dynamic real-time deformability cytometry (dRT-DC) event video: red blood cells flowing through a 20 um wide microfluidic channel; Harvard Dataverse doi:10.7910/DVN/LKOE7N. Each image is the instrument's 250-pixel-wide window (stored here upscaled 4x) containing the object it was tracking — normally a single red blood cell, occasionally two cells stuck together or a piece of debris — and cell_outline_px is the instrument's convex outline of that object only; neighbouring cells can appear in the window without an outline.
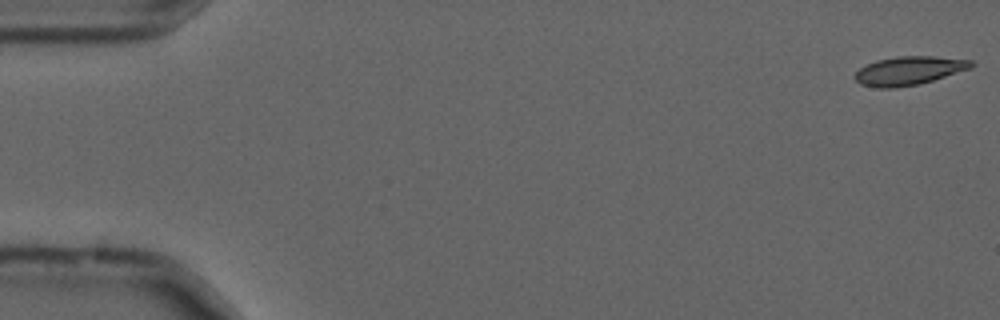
{"species": "common noctule bat (a hibernating species)", "species_latin": "Nyctalus noctula", "temperature_condition": "cold", "stored_images_in_passage": 55, "camera_frame_rate_fps": 3000, "um_per_image_px": 0.085, "animal": {"sex": "male", "forearm_length_mm": 52.5}, "frame": {"image": 1, "passage_image": 1, "time_ms": 0.0, "image_size_px": [1000, 320], "cell_outline_px": [[976, 64], [972, 68], [920, 84], [896, 88], [880, 88], [860, 84], [852, 76], [860, 68], [876, 60], [900, 56], [932, 56], [972, 60]], "centroid_in_image_um": [77.27, 6.01], "position_along_channel_um": 7.7, "area_um2": 19.48}}
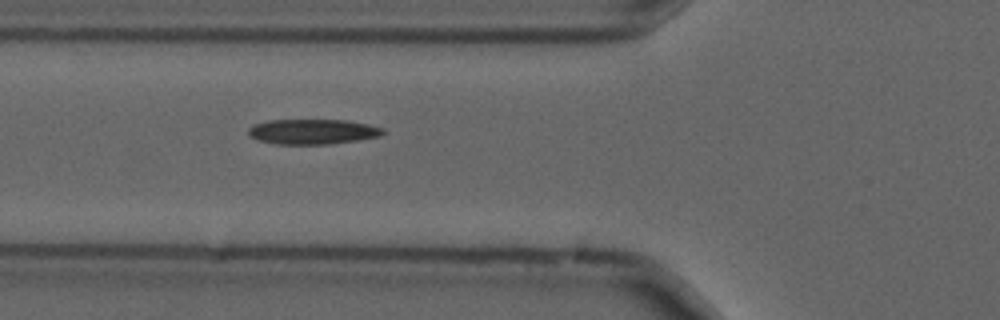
{"frame": {"image": 2, "passage_image": 20, "time_ms": 6.333, "image_size_px": [1000, 320], "cell_outline_px": [[384, 132], [380, 136], [356, 140], [328, 144], [276, 144], [256, 140], [248, 136], [248, 128], [252, 124], [268, 120], [348, 120], [368, 124], [384, 128]], "centroid_in_image_um": [26.52, 11.18], "position_along_channel_um": 99.3, "area_um2": 19.83}}
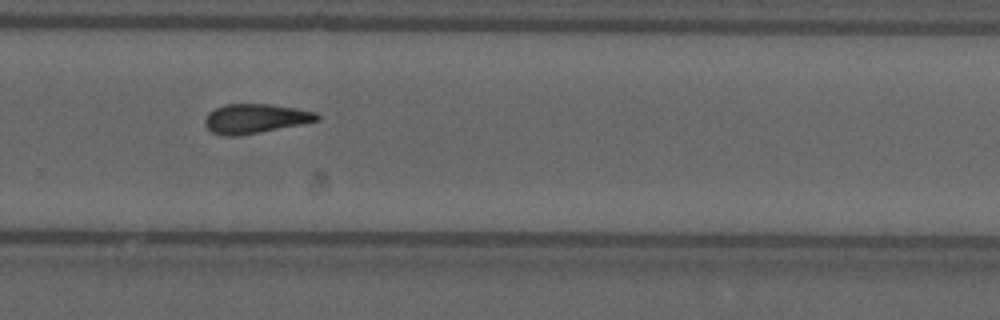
{"frame": {"image": 3, "passage_image": 37, "time_ms": 12.0, "image_size_px": [1000, 320], "cell_outline_px": [[320, 120], [304, 124], [260, 132], [236, 136], [224, 136], [212, 132], [204, 124], [204, 120], [208, 112], [224, 104], [272, 104], [296, 108], [316, 112], [320, 116]], "centroid_in_image_um": [21.71, 10.08], "position_along_channel_um": 308.1, "area_um2": 19.36}, "authors_computed_cell_mechanics": {"area_um2": 19.1318, "velocity_mm_per_s": 3.6921, "shape_relaxation_time_tau1_ms": 8.953, "shape_relaxation_time_tau2_ms": 4.3027, "deformation_change_tau1": 0.201, "deformation_change_tau2": 0.1344}}